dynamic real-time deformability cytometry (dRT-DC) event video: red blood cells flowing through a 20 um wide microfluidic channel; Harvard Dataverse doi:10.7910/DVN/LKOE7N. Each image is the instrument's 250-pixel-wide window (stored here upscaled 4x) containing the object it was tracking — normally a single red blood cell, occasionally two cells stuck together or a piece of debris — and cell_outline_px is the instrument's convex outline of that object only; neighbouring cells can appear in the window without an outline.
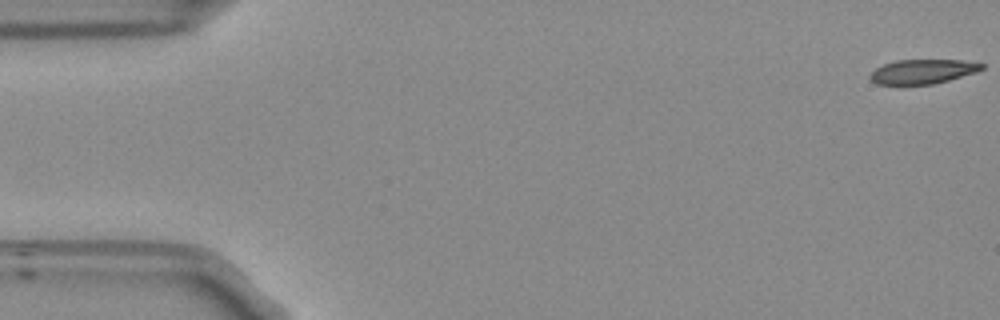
{"species": "Egyptian fruit bat (a non-hibernating species)", "species_latin": "Rousettus aegyptiacus", "temperature_condition": "room temperature", "stored_images_in_passage": 54, "camera_frame_rate_fps": 3000, "um_per_image_px": 0.085, "frame": {"image": 1, "passage_image": 1, "time_ms": 0.0, "image_size_px": [1000, 320], "cell_outline_px": [[984, 68], [976, 72], [948, 80], [932, 84], [876, 84], [868, 76], [876, 68], [884, 64], [896, 60], [960, 60], [984, 64]], "centroid_in_image_um": [78.42, 6.07], "position_along_channel_um": 6.6, "area_um2": 15.66}}
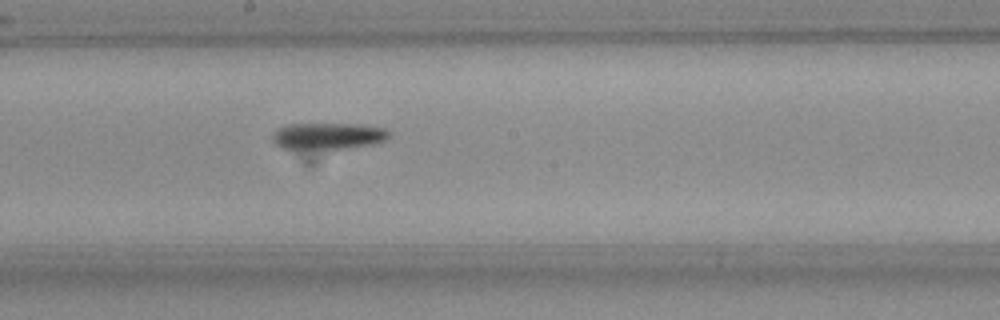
{"frame": {"image": 2, "passage_image": 29, "time_ms": 9.333, "image_size_px": [1000, 320], "cell_outline_px": [[388, 136], [384, 140], [372, 144], [340, 148], [280, 148], [272, 140], [272, 132], [288, 124], [360, 124], [384, 128], [388, 132]], "centroid_in_image_um": [27.84, 11.54], "position_along_channel_um": 220.4, "area_um2": 17.63}}
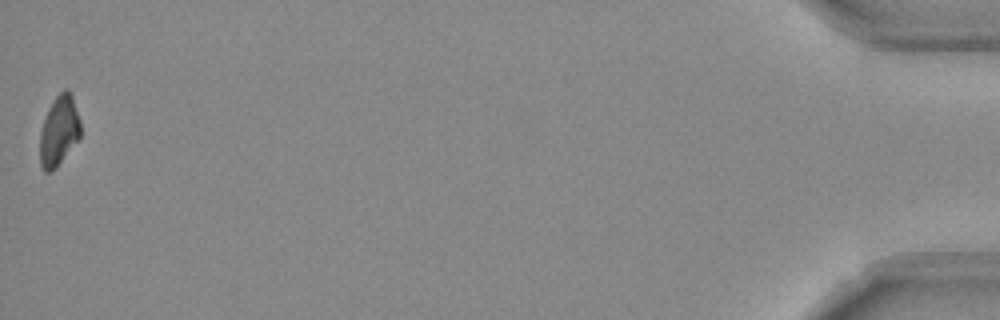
{"frame": {"image": 3, "passage_image": 54, "time_ms": 17.667, "image_size_px": [1000, 320], "cell_outline_px": [[80, 140], [56, 168], [52, 172], [44, 172], [40, 164], [40, 132], [48, 108], [56, 96], [64, 88], [68, 88], [72, 96], [80, 120]], "centroid_in_image_um": [5.02, 11.15], "position_along_channel_um": 430.2, "area_um2": 16.82}, "authors_computed_cell_mechanics": {"area_um2": 17.629, "velocity_mm_per_s": 3.7439, "shape_relaxation_time_tau1_ms": 4.6241, "shape_relaxation_time_tau2_ms": null, "deformation_change_tau1": 0.1687, "deformation_change_tau2": null}}